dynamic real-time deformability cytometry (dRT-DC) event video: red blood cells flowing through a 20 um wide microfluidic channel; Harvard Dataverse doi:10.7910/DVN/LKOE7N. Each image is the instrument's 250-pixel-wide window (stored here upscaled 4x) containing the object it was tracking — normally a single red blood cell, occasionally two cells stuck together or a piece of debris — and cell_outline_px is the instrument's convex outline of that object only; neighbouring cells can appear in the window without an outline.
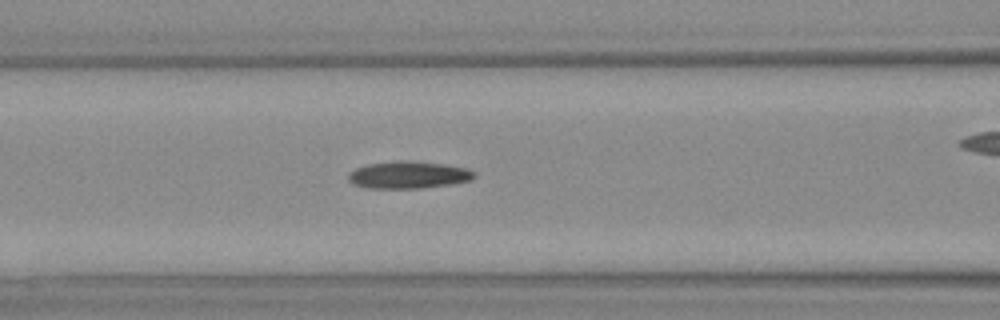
{"species": "Egyptian fruit bat (a non-hibernating species)", "species_latin": "Rousettus aegyptiacus", "temperature_condition": "warm", "stored_images_in_passage": 36, "camera_frame_rate_fps": 3000, "um_per_image_px": 0.085, "animal": {"sex": "female"}, "frame": {"image": 1, "passage_image": 16, "time_ms": 5.0, "image_size_px": [1000, 320], "cell_outline_px": [[476, 176], [472, 180], [448, 184], [420, 188], [368, 188], [352, 184], [348, 180], [348, 172], [356, 168], [368, 164], [408, 160], [444, 164], [468, 168], [476, 172]], "centroid_in_image_um": [34.72, 14.86], "position_along_channel_um": 131.9, "area_um2": 19.94}}